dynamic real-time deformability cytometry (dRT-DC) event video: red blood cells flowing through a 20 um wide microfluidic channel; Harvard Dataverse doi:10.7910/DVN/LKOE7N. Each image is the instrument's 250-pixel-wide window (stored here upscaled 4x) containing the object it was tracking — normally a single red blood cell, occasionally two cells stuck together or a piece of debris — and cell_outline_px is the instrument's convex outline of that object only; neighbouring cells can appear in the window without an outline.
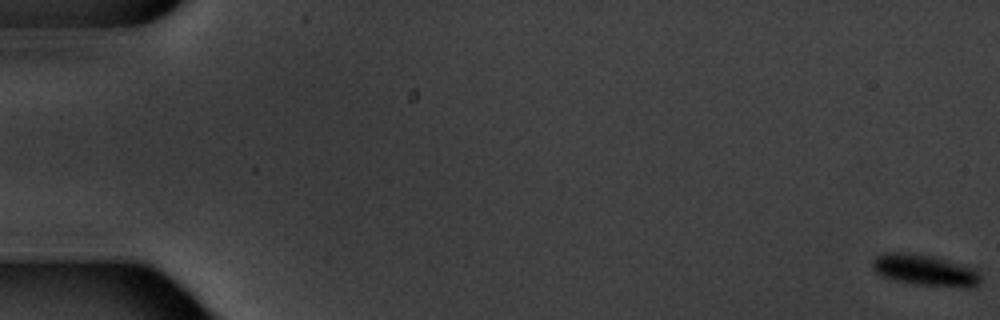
{"species": "common noctule bat (a hibernating species)", "species_latin": "Nyctalus noctula", "temperature_condition": "warm", "stored_images_in_passage": 6, "camera_frame_rate_fps": 3000, "um_per_image_px": 0.085, "animal": {"sex": "male", "body_mass_g": 20.1, "forearm_length_mm": 53.5}, "frame": {"image": 1, "passage_image": 1, "time_ms": 0.0, "image_size_px": [1000, 320], "cell_outline_px": [[980, 280], [972, 288], [968, 288], [916, 284], [896, 280], [880, 276], [872, 268], [872, 260], [876, 256], [884, 252], [904, 252], [932, 256], [948, 260], [976, 268], [980, 276]], "centroid_in_image_um": [78.61, 22.96], "position_along_channel_um": 6.4, "area_um2": 19.77}}
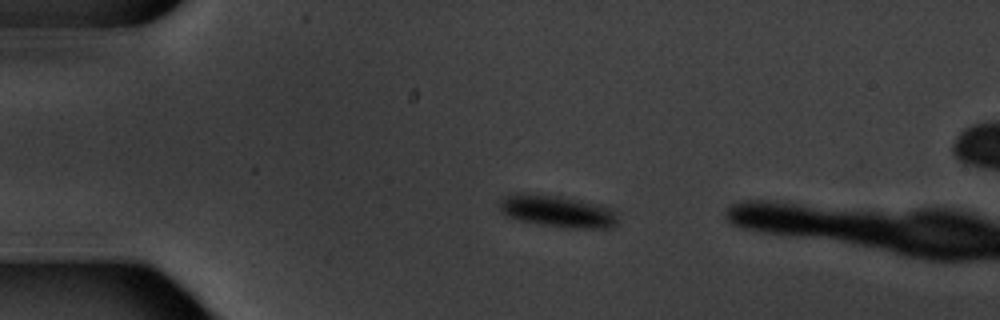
{"frame": {"image": 2, "passage_image": 5, "time_ms": 4.667, "image_size_px": [1000, 320], "cell_outline_px": [[616, 224], [612, 228], [568, 228], [540, 224], [520, 220], [508, 216], [500, 212], [500, 200], [504, 196], [512, 192], [524, 192], [556, 196], [604, 204], [612, 208], [616, 212]], "centroid_in_image_um": [47.38, 17.94], "position_along_channel_um": 37.6, "area_um2": 22.31}}